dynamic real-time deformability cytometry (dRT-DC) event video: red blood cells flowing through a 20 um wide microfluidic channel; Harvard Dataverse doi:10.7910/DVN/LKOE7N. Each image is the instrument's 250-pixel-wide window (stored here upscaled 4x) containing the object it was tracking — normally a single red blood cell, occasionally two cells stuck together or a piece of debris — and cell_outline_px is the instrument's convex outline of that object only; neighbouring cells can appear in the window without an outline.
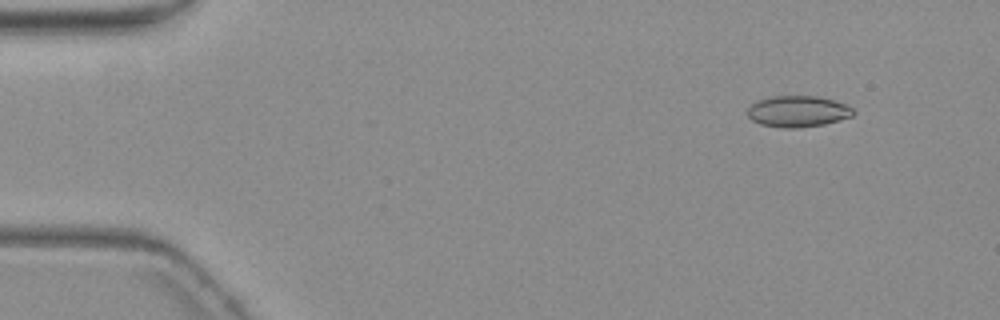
{"species": "common noctule bat (a hibernating species)", "species_latin": "Nyctalus noctula", "temperature_condition": "warm", "stored_images_in_passage": 5, "camera_frame_rate_fps": 3000, "um_per_image_px": 0.085, "animal": {"sex": "female", "body_mass_g": 19.3, "forearm_length_mm": 54.1}, "frame": {"image": 1, "passage_image": 2, "time_ms": 1.333, "image_size_px": [1000, 320], "cell_outline_px": [[856, 112], [852, 116], [840, 120], [824, 124], [796, 128], [780, 128], [760, 124], [752, 120], [748, 116], [748, 108], [752, 104], [760, 100], [772, 96], [816, 96], [832, 100], [844, 104], [852, 108]], "centroid_in_image_um": [67.82, 9.48], "position_along_channel_um": 17.2, "area_um2": 19.13}}
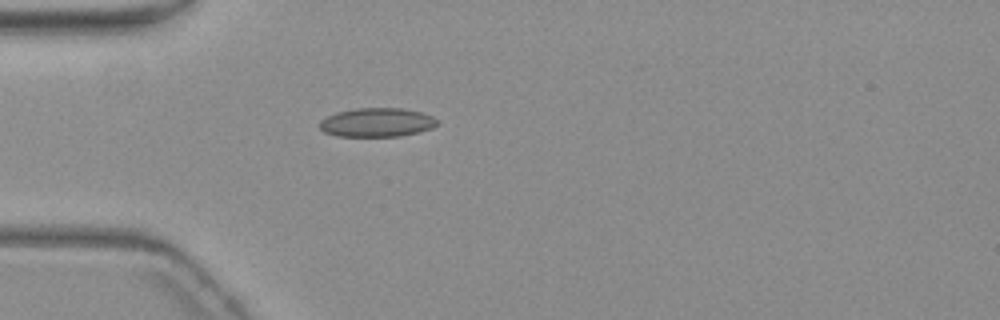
{"frame": {"image": 2, "passage_image": 5, "time_ms": 5.0, "image_size_px": [1000, 320], "cell_outline_px": [[440, 124], [432, 128], [400, 136], [336, 136], [324, 132], [320, 128], [320, 120], [336, 112], [356, 108], [400, 108], [420, 112], [432, 116]], "centroid_in_image_um": [32.02, 10.4], "position_along_channel_um": 53.0, "area_um2": 19.71}}